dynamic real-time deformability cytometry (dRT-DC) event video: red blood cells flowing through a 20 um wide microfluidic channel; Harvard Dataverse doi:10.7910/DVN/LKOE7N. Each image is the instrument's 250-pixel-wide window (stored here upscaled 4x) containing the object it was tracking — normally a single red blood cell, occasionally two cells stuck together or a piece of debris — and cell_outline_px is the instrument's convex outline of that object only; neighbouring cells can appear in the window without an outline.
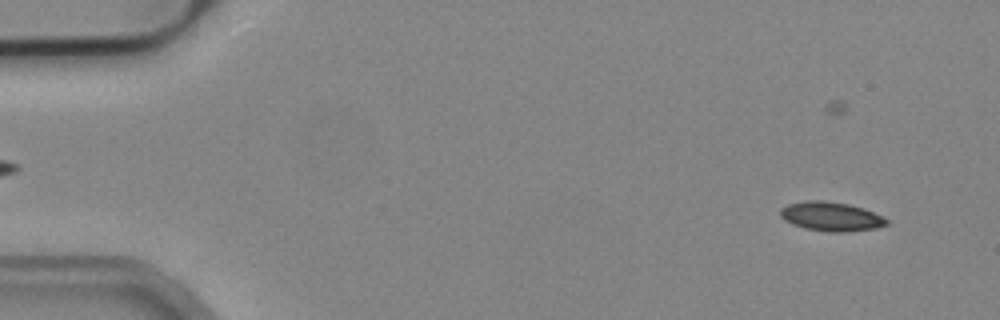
{"species": "common noctule bat (a hibernating species)", "species_latin": "Nyctalus noctula", "temperature_condition": "cold", "stored_images_in_passage": 54, "camera_frame_rate_fps": 3000, "um_per_image_px": 0.085, "animal": {"sex": "male", "body_mass_g": 19.2, "forearm_length_mm": 51.8}, "frame": {"image": 1, "passage_image": 3, "time_ms": 0.667, "image_size_px": [1000, 320], "cell_outline_px": [[888, 224], [876, 228], [844, 232], [832, 232], [804, 228], [792, 224], [784, 220], [780, 216], [780, 208], [788, 204], [804, 200], [824, 200], [848, 204], [864, 208], [888, 220]], "centroid_in_image_um": [70.6, 18.39], "position_along_channel_um": 14.4, "area_um2": 18.03}}
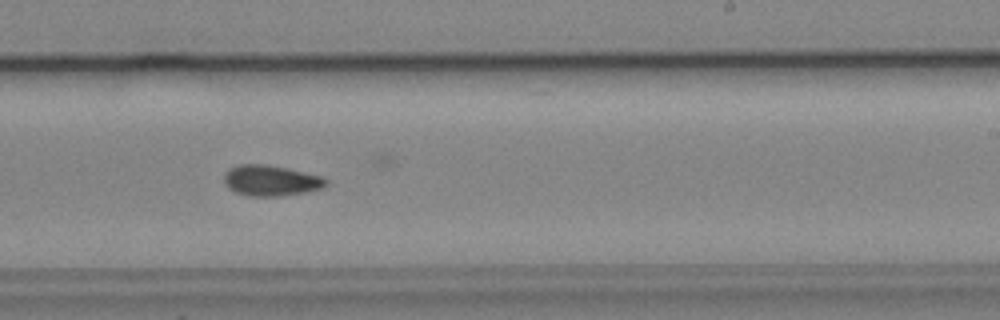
{"frame": {"image": 2, "passage_image": 32, "time_ms": 10.333, "image_size_px": [1000, 320], "cell_outline_px": [[328, 184], [320, 188], [304, 192], [284, 196], [248, 196], [236, 192], [228, 188], [224, 184], [224, 172], [228, 168], [240, 164], [264, 164], [288, 168], [324, 176], [328, 180]], "centroid_in_image_um": [23.01, 15.34], "position_along_channel_um": 266.0, "area_um2": 18.5}}
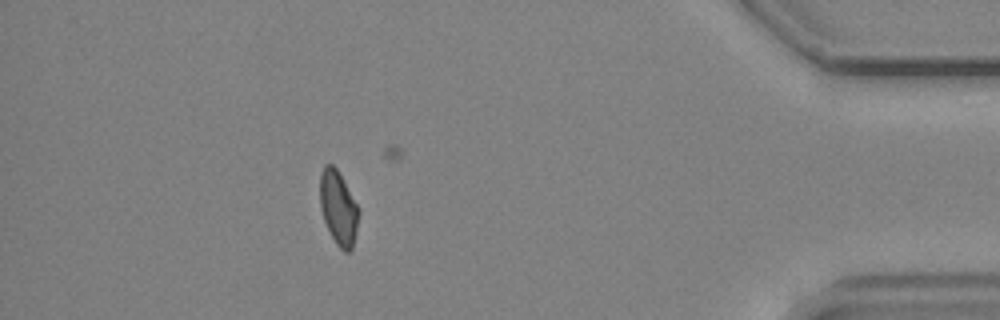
{"frame": {"image": 3, "passage_image": 47, "time_ms": 15.333, "image_size_px": [1000, 320], "cell_outline_px": [[360, 212], [356, 232], [352, 248], [348, 252], [344, 252], [336, 244], [324, 220], [320, 208], [320, 172], [324, 164], [332, 164], [336, 168], [360, 208]], "centroid_in_image_um": [28.77, 17.66], "position_along_channel_um": 406.4, "area_um2": 16.76}}